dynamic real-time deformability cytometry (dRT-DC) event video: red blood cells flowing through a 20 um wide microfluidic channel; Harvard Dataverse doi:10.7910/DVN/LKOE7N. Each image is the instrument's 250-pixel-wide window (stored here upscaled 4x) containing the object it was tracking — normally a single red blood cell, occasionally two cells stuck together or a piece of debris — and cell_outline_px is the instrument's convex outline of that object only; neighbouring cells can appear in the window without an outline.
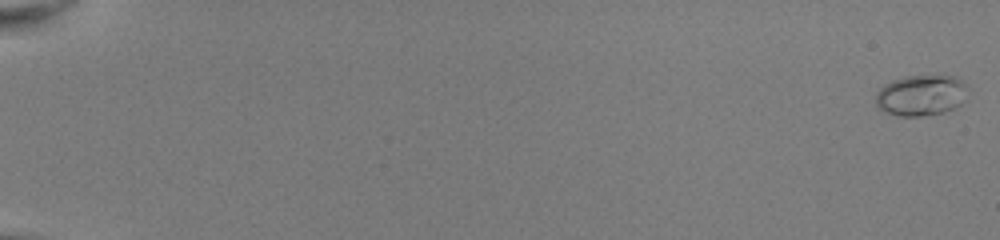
{"species": "common noctule bat (a hibernating species)", "species_latin": "Nyctalus noctula", "temperature_condition": "room temperature", "stored_images_in_passage": 19, "camera_frame_rate_fps": 3000, "um_per_image_px": 0.085, "animal": {"sex": "female", "body_mass_g": 22.0, "forearm_length_mm": 56.7}, "frame": {"image": 1, "passage_image": 1, "time_ms": 0.0, "image_size_px": [1000, 240], "cell_outline_px": [[968, 88], [960, 104], [956, 108], [944, 112], [920, 116], [900, 116], [888, 112], [880, 108], [876, 104], [876, 92], [884, 84], [892, 80], [908, 76], [936, 72], [956, 76], [964, 80], [968, 84]], "centroid_in_image_um": [78.35, 8.03], "position_along_channel_um": 6.7, "area_um2": 22.6}}